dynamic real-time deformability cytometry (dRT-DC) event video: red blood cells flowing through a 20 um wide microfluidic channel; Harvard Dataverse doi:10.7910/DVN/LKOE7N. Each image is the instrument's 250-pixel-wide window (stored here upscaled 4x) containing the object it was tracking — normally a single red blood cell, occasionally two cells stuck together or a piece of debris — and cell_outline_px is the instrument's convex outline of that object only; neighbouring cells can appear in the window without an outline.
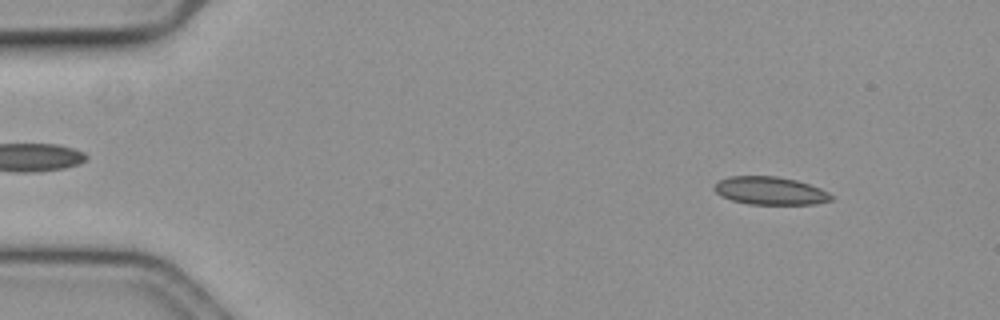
{"species": "common noctule bat (a hibernating species)", "species_latin": "Nyctalus noctula", "temperature_condition": "cold", "stored_images_in_passage": 54, "camera_frame_rate_fps": 3000, "um_per_image_px": 0.085, "animal": {"sex": "female", "body_mass_g": 19.3, "forearm_length_mm": 54.1}, "frame": {"image": 1, "passage_image": 6, "time_ms": 1.667, "image_size_px": [1000, 320], "cell_outline_px": [[832, 200], [816, 204], [748, 204], [732, 200], [720, 196], [712, 188], [720, 180], [732, 176], [776, 176], [796, 180], [820, 188], [828, 192], [832, 196]], "centroid_in_image_um": [65.45, 16.22], "position_along_channel_um": 19.5, "area_um2": 18.96}}
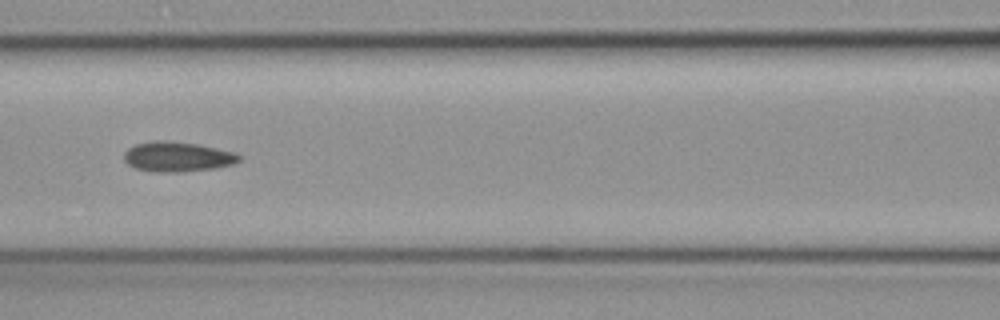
{"frame": {"image": 2, "passage_image": 25, "time_ms": 8.0, "image_size_px": [1000, 320], "cell_outline_px": [[240, 160], [232, 164], [216, 168], [180, 172], [152, 172], [136, 168], [128, 164], [124, 160], [124, 152], [128, 148], [136, 144], [152, 140], [168, 140], [200, 144], [236, 152], [240, 156]], "centroid_in_image_um": [15.08, 13.31], "position_along_channel_um": 151.5, "area_um2": 20.35}}
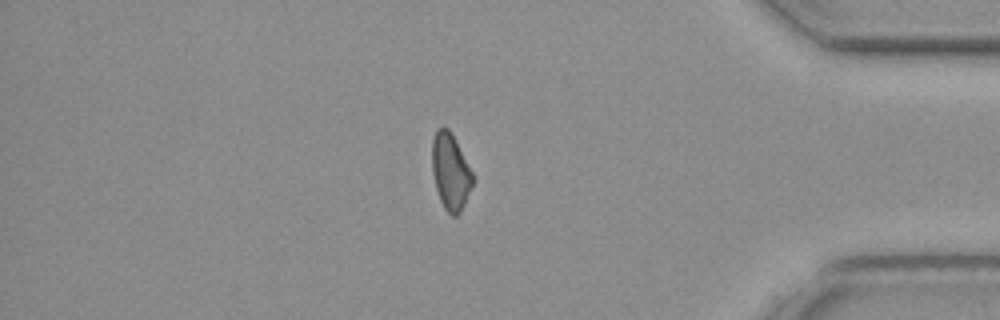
{"frame": {"image": 3, "passage_image": 48, "time_ms": 15.667, "image_size_px": [1000, 320], "cell_outline_px": [[472, 184], [464, 204], [460, 212], [456, 216], [452, 216], [444, 208], [440, 200], [436, 188], [432, 172], [432, 140], [436, 128], [448, 128], [472, 172]], "centroid_in_image_um": [38.26, 14.6], "position_along_channel_um": 396.9, "area_um2": 17.63}, "authors_computed_cell_mechanics": {"area_um2": 18.9873, "velocity_mm_per_s": 3.6341, "shape_relaxation_time_tau1_ms": null, "shape_relaxation_time_tau2_ms": 7.3743, "deformation_change_tau1": null, "deformation_change_tau2": 0.1183}}